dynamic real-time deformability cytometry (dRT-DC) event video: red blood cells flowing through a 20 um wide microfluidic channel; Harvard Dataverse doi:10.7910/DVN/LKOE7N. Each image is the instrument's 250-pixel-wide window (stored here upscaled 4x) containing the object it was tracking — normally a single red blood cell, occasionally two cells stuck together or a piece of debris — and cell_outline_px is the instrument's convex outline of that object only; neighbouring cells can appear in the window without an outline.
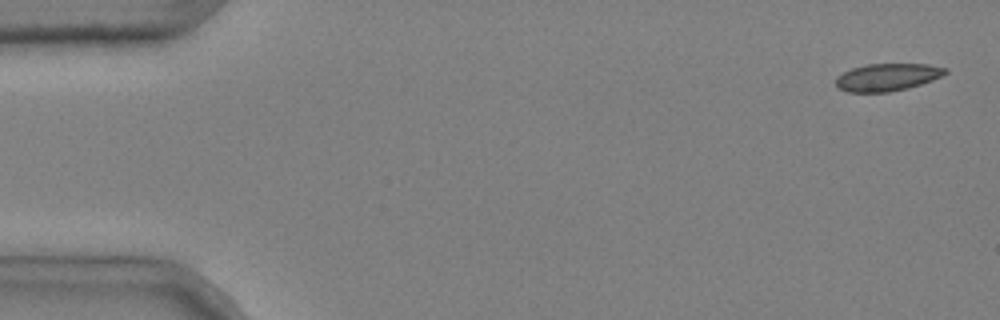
{"species": "common noctule bat (a hibernating species)", "species_latin": "Nyctalus noctula", "temperature_condition": "cold", "stored_images_in_passage": 5, "camera_frame_rate_fps": 3000, "um_per_image_px": 0.085, "animal": {"sex": "male", "body_mass_g": 20.4}, "frame": {"image": 1, "passage_image": 1, "time_ms": 0.0, "image_size_px": [1000, 320], "cell_outline_px": [[948, 72], [932, 80], [908, 88], [888, 92], [848, 92], [840, 88], [836, 84], [836, 76], [852, 68], [868, 64], [928, 64], [948, 68]], "centroid_in_image_um": [75.43, 6.55], "position_along_channel_um": 9.6, "area_um2": 17.4}}
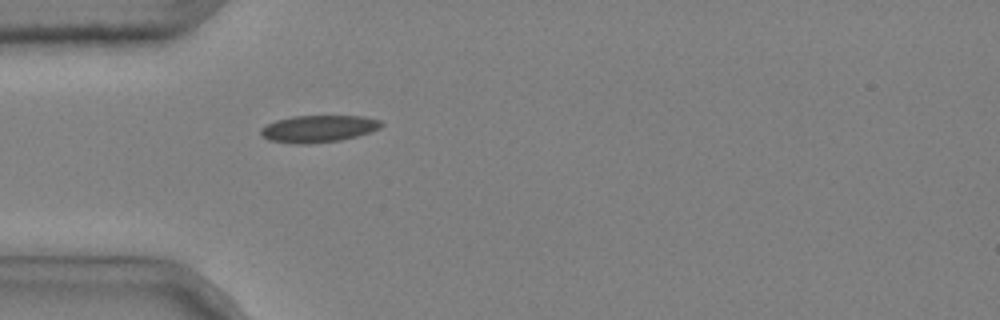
{"frame": {"image": 2, "passage_image": 5, "time_ms": 1.333, "image_size_px": [1000, 320], "cell_outline_px": [[384, 124], [380, 128], [356, 136], [340, 140], [308, 144], [296, 144], [268, 140], [260, 136], [260, 128], [276, 120], [292, 116], [360, 116], [380, 120]], "centroid_in_image_um": [27.02, 10.94], "position_along_channel_um": 58.0, "area_um2": 18.96}}